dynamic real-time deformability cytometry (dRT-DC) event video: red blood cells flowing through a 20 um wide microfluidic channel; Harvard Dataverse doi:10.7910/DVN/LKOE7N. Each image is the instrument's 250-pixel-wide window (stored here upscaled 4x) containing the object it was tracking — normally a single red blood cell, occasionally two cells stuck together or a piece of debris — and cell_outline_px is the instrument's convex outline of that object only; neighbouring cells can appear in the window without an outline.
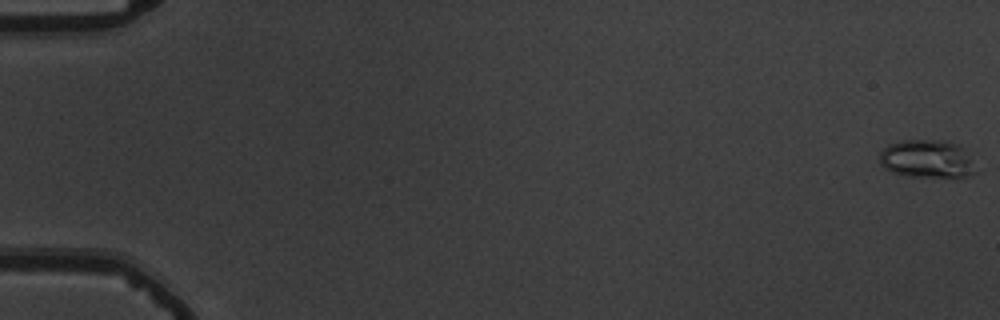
{"species": "common noctule bat (a hibernating species)", "species_latin": "Nyctalus noctula", "temperature_condition": "warm", "stored_images_in_passage": 55, "camera_frame_rate_fps": 3000, "um_per_image_px": 0.085, "animal": {"sex": "male", "body_mass_g": 19.5, "forearm_length_mm": 54.6}, "frame": {"image": 1, "passage_image": 1, "time_ms": 0.0, "image_size_px": [1000, 320], "cell_outline_px": [[976, 172], [972, 176], [960, 180], [908, 176], [892, 172], [884, 168], [880, 164], [880, 152], [888, 144], [904, 140], [948, 140], [960, 144]], "centroid_in_image_um": [78.82, 13.55], "position_along_channel_um": 6.2, "area_um2": 22.02}}
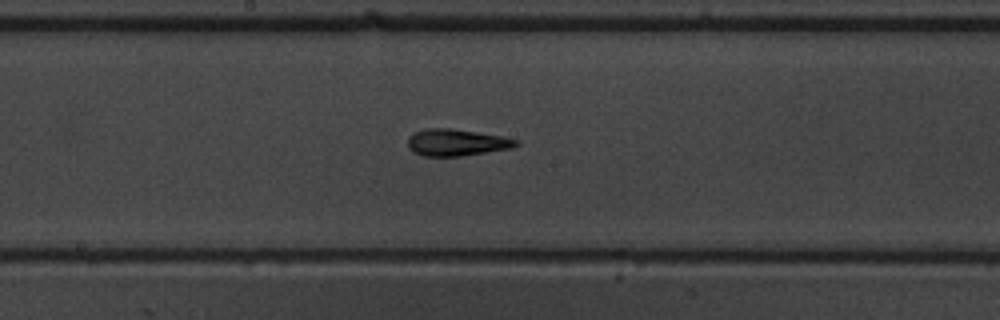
{"frame": {"image": 2, "passage_image": 31, "time_ms": 10.0, "image_size_px": [1000, 320], "cell_outline_px": [[520, 144], [512, 148], [460, 156], [424, 156], [412, 152], [408, 148], [408, 136], [412, 132], [428, 128], [452, 128], [500, 136], [520, 140]], "centroid_in_image_um": [38.77, 12.11], "position_along_channel_um": 209.4, "area_um2": 16.99}}
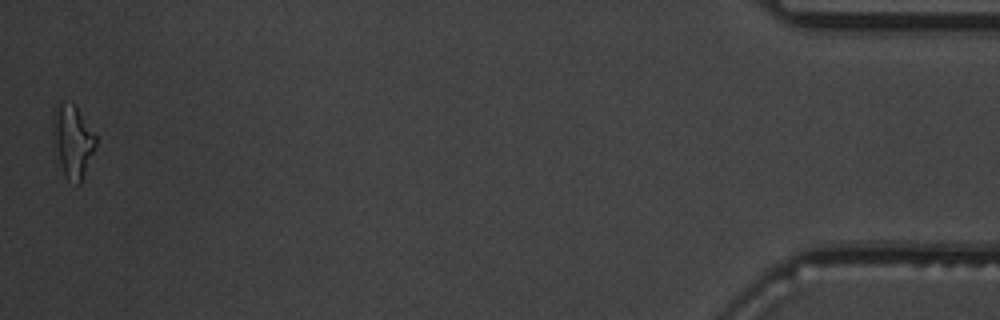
{"frame": {"image": 3, "passage_image": 55, "time_ms": 18.0, "image_size_px": [1000, 320], "cell_outline_px": [[96, 144], [80, 184], [76, 184], [68, 180], [64, 176], [52, 148], [52, 108], [60, 100], [64, 100], [76, 104], [96, 136]], "centroid_in_image_um": [6.1, 11.93], "position_along_channel_um": 429.1, "area_um2": 18.9}, "authors_computed_cell_mechanics": {"area_um2": 16.7042, "velocity_mm_per_s": 3.8155, "shape_relaxation_time_tau1_ms": 9.0071, "shape_relaxation_time_tau2_ms": 2.488, "deformation_change_tau1": 0.2511, "deformation_change_tau2": 0.1084}}